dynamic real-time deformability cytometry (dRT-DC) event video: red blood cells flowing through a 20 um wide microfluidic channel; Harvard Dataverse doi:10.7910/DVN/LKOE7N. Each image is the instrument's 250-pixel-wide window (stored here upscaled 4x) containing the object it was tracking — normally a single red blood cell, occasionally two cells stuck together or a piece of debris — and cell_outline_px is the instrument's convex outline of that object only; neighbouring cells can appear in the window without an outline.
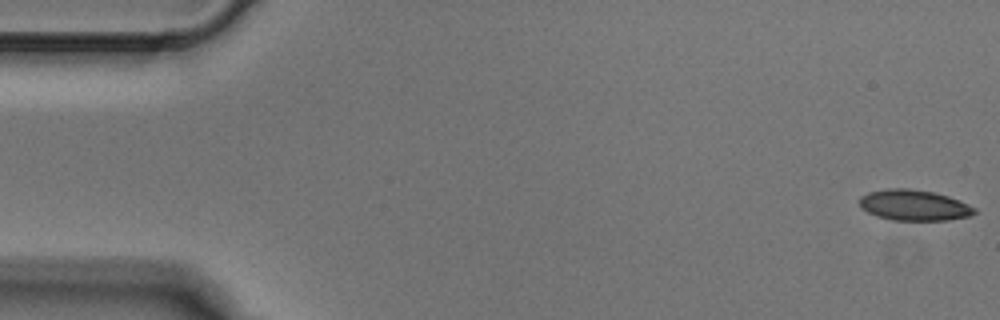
{"species": "Egyptian fruit bat (a non-hibernating species)", "species_latin": "Rousettus aegyptiacus", "temperature_condition": "cold", "stored_images_in_passage": 4, "camera_frame_rate_fps": 3000, "um_per_image_px": 0.085, "animal": {"sex": "male"}, "frame": {"image": 1, "passage_image": 1, "time_ms": 0.0, "image_size_px": [1000, 320], "cell_outline_px": [[976, 212], [972, 216], [944, 220], [892, 220], [876, 216], [868, 212], [860, 204], [860, 196], [868, 192], [888, 188], [908, 188], [932, 192], [948, 196], [960, 200], [976, 208]], "centroid_in_image_um": [77.71, 17.44], "position_along_channel_um": 7.3, "area_um2": 20.58}}
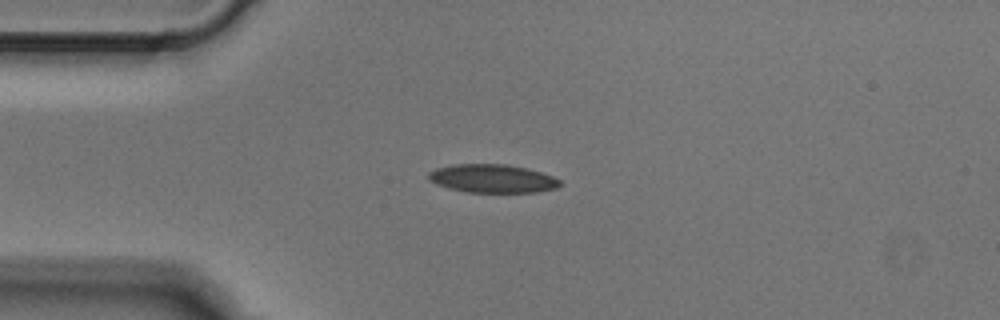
{"frame": {"image": 2, "passage_image": 4, "time_ms": 1.0, "image_size_px": [1000, 320], "cell_outline_px": [[560, 184], [556, 188], [536, 192], [468, 192], [448, 188], [436, 184], [428, 180], [428, 172], [436, 168], [452, 164], [504, 164], [528, 168], [552, 176], [560, 180]], "centroid_in_image_um": [41.82, 15.17], "position_along_channel_um": 43.2, "area_um2": 21.73}}